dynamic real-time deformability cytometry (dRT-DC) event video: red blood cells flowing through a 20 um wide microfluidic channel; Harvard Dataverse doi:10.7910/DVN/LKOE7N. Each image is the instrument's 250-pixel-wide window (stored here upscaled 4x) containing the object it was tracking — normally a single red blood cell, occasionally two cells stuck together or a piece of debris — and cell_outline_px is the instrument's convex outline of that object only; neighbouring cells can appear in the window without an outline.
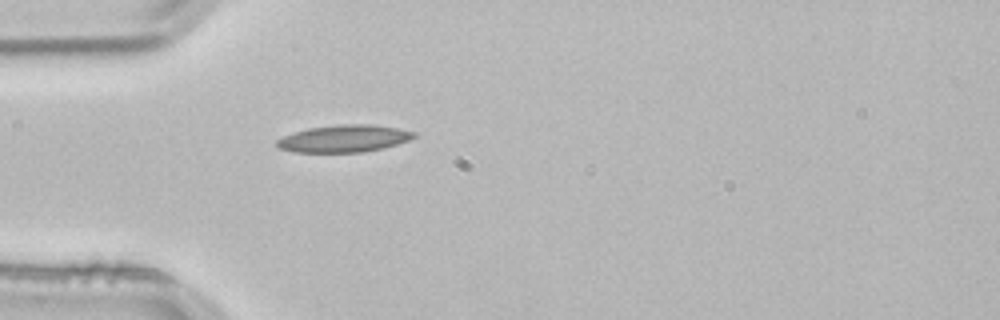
{"species": "common noctule bat (a hibernating species)", "species_latin": "Nyctalus noctula", "temperature_condition": "room temperature", "stored_images_in_passage": 1, "camera_frame_rate_fps": 3000, "um_per_image_px": 0.085, "animal": {"sex": "male", "body_mass_g": 21.5, "forearm_length_mm": 52.0}, "frame": {"image": 1, "passage_image": 1, "time_ms": 0.0, "image_size_px": [1000, 320], "cell_outline_px": [[416, 136], [408, 140], [384, 148], [364, 152], [292, 152], [280, 148], [276, 144], [276, 140], [284, 136], [308, 128], [340, 124], [372, 124], [396, 128], [416, 132]], "centroid_in_image_um": [29.25, 11.78], "position_along_channel_um": 55.8, "area_um2": 21.62}}